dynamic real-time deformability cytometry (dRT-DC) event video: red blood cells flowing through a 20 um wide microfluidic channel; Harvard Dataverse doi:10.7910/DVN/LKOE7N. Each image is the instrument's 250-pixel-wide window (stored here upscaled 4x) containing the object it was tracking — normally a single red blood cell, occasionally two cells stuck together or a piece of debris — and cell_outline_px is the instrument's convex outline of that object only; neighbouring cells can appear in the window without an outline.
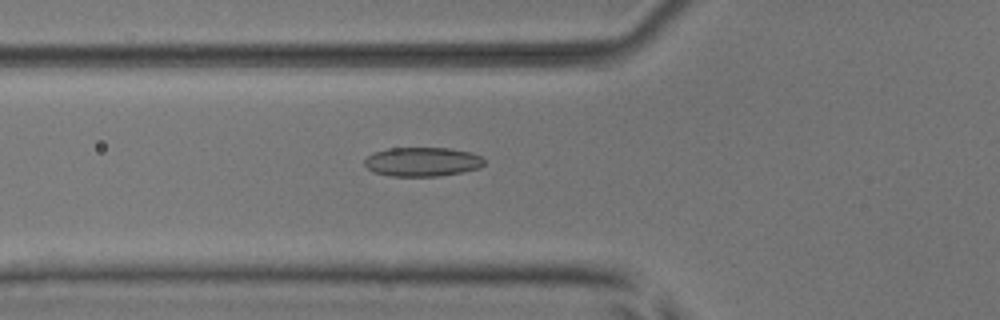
{"species": "common noctule bat (a hibernating species)", "species_latin": "Nyctalus noctula", "temperature_condition": "room temperature", "stored_images_in_passage": 43, "camera_frame_rate_fps": 3000, "um_per_image_px": 0.085, "animal": {"sex": "male", "body_mass_g": 17.9, "forearm_length_mm": 54.2}, "frame": {"image": 1, "passage_image": 10, "time_ms": 3.0, "image_size_px": [1000, 320], "cell_outline_px": [[484, 164], [480, 168], [460, 172], [436, 176], [392, 176], [372, 172], [364, 164], [364, 160], [372, 152], [388, 148], [452, 148], [472, 152], [480, 156], [484, 160]], "centroid_in_image_um": [35.88, 13.74], "position_along_channel_um": 89.9, "area_um2": 20.4}}
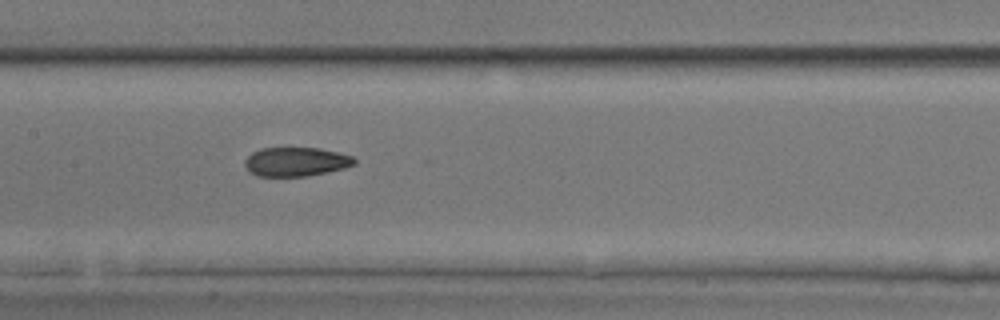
{"frame": {"image": 2, "passage_image": 17, "time_ms": 5.333, "image_size_px": [1000, 320], "cell_outline_px": [[356, 164], [344, 168], [308, 176], [256, 176], [248, 172], [244, 164], [244, 160], [252, 152], [260, 148], [320, 148], [352, 156], [356, 160]], "centroid_in_image_um": [25.12, 13.75], "position_along_channel_um": 182.3, "area_um2": 18.61}}
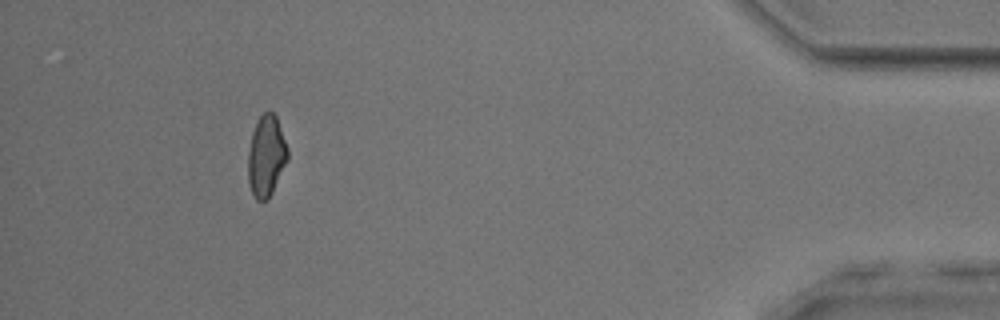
{"frame": {"image": 3, "passage_image": 39, "time_ms": 12.667, "image_size_px": [1000, 320], "cell_outline_px": [[288, 160], [268, 200], [256, 200], [248, 184], [248, 152], [252, 132], [256, 120], [268, 108], [276, 116], [288, 148]], "centroid_in_image_um": [22.63, 13.24], "position_along_channel_um": 412.6, "area_um2": 18.9}, "authors_computed_cell_mechanics": {"area_um2": 19.2474, "velocity_mm_per_s": 3.952, "shape_relaxation_time_tau1_ms": 11.0721, "shape_relaxation_time_tau2_ms": 2.3192, "deformation_change_tau1": 0.2282, "deformation_change_tau2": 0.0759}}